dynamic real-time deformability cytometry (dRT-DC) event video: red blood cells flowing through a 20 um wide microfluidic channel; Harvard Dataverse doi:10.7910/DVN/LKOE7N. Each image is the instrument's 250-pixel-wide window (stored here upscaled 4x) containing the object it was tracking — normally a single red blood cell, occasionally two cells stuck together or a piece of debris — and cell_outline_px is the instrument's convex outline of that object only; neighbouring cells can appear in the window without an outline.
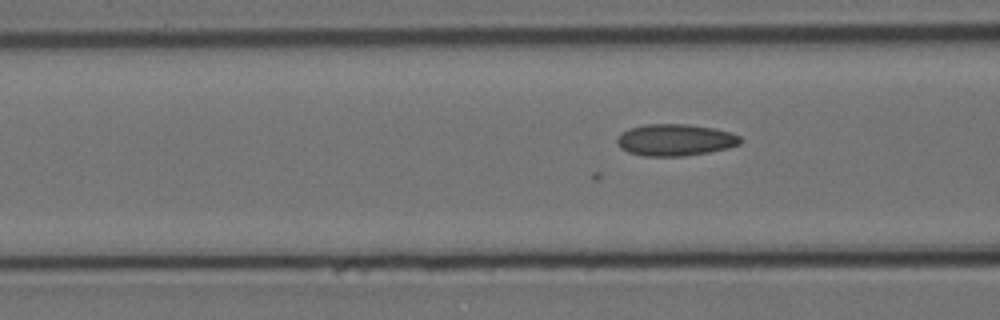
{"species": "Egyptian fruit bat (a non-hibernating species)", "species_latin": "Rousettus aegyptiacus", "temperature_condition": "cold", "stored_images_in_passage": 36, "camera_frame_rate_fps": 3000, "um_per_image_px": 0.085, "animal": {"sex": "female"}, "frame": {"image": 1, "passage_image": 11, "time_ms": 3.333, "image_size_px": [1000, 320], "cell_outline_px": [[740, 144], [728, 148], [708, 152], [684, 156], [644, 156], [628, 152], [620, 148], [616, 140], [628, 128], [644, 124], [688, 124], [716, 128], [740, 136]], "centroid_in_image_um": [57.38, 11.89], "position_along_channel_um": 109.2, "area_um2": 22.77}}
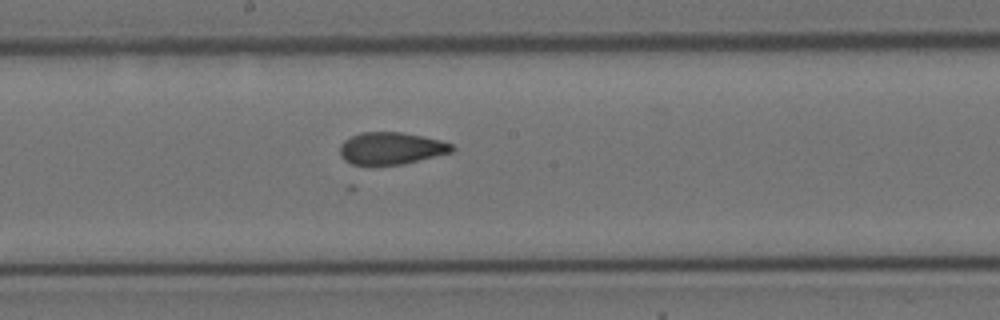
{"frame": {"image": 2, "passage_image": 20, "time_ms": 6.333, "image_size_px": [1000, 320], "cell_outline_px": [[456, 148], [452, 152], [404, 164], [372, 168], [352, 164], [344, 160], [340, 156], [340, 144], [344, 140], [360, 132], [400, 132], [424, 136], [440, 140], [452, 144]], "centroid_in_image_um": [33.21, 12.65], "position_along_channel_um": 215.0, "area_um2": 21.73}}
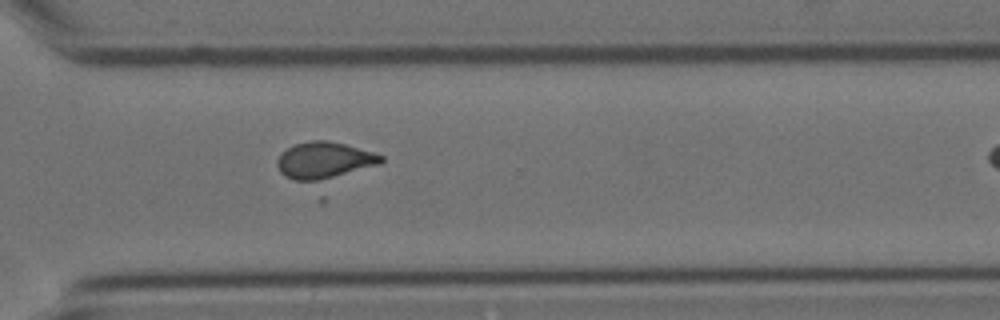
{"frame": {"image": 3, "passage_image": 31, "time_ms": 10.0, "image_size_px": [1000, 320], "cell_outline_px": [[384, 160], [380, 164], [316, 184], [312, 184], [296, 180], [284, 176], [280, 172], [276, 164], [276, 160], [280, 152], [296, 144], [312, 140], [328, 140], [344, 144], [372, 152], [384, 156]], "centroid_in_image_um": [27.53, 13.68], "position_along_channel_um": 343.1, "area_um2": 22.89}}